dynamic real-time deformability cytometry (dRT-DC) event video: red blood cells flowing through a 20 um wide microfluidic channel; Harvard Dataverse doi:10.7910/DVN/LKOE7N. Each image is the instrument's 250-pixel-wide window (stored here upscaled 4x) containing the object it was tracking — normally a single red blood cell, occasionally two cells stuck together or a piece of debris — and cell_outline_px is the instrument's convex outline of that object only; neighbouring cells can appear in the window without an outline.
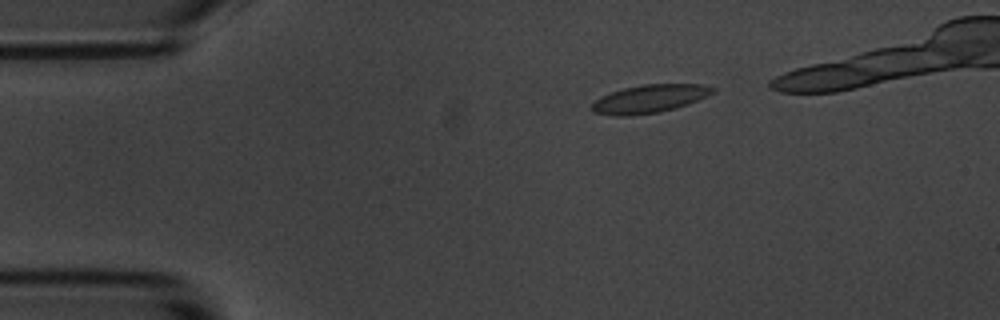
{"species": "common noctule bat (a hibernating species)", "species_latin": "Nyctalus noctula", "temperature_condition": "room temperature", "stored_images_in_passage": 4, "camera_frame_rate_fps": 3000, "um_per_image_px": 0.085, "animal": {"sex": "male", "body_mass_g": 20.1, "forearm_length_mm": 53.5}, "frame": {"image": 1, "passage_image": 2, "time_ms": 1.0, "image_size_px": [1000, 320], "cell_outline_px": [[716, 92], [688, 104], [676, 108], [660, 112], [628, 116], [616, 116], [592, 112], [592, 104], [600, 96], [624, 88], [640, 84], [700, 84], [716, 88]], "centroid_in_image_um": [55.22, 8.4], "position_along_channel_um": 29.8, "area_um2": 19.88}}